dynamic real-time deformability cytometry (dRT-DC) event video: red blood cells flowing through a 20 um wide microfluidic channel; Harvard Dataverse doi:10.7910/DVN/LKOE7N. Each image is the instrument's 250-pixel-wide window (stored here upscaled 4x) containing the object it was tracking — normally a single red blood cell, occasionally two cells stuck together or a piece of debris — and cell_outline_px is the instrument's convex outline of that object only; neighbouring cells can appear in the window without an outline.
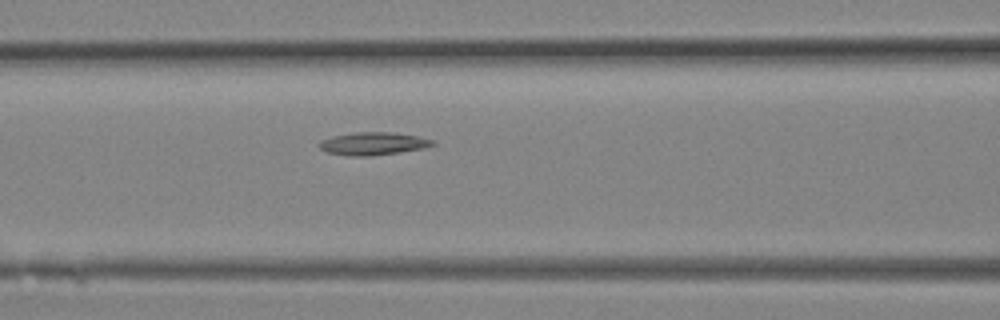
{"species": "Egyptian fruit bat (a non-hibernating species)", "species_latin": "Rousettus aegyptiacus", "temperature_condition": "room temperature", "stored_images_in_passage": 9, "camera_frame_rate_fps": 3000, "um_per_image_px": 0.085, "animal": {"sex": "female"}, "frame": {"image": 1, "passage_image": 4, "time_ms": 1.0, "image_size_px": [1000, 320], "cell_outline_px": [[436, 144], [424, 148], [400, 152], [372, 156], [348, 156], [328, 152], [320, 148], [316, 144], [320, 140], [332, 136], [356, 132], [392, 132], [416, 136], [436, 140]], "centroid_in_image_um": [31.71, 12.21], "position_along_channel_um": 134.9, "area_um2": 15.2}}
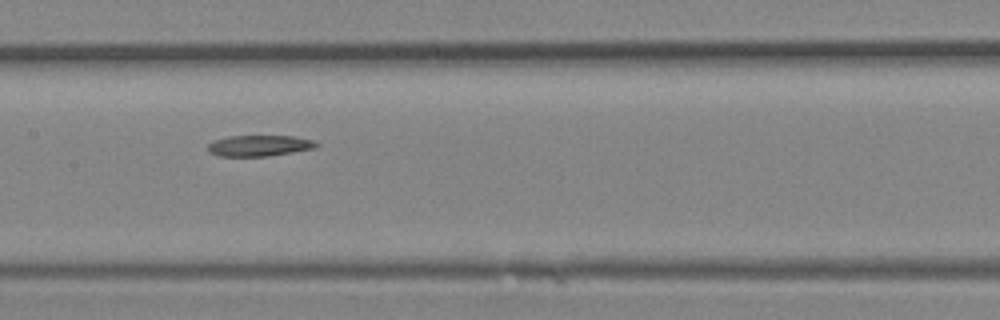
{"frame": {"image": 2, "passage_image": 6, "time_ms": 1.667, "image_size_px": [1000, 320], "cell_outline_px": [[320, 144], [316, 148], [268, 156], [220, 156], [208, 152], [208, 144], [212, 140], [228, 136], [292, 136], [316, 140]], "centroid_in_image_um": [22.05, 12.37], "position_along_channel_um": 185.3, "area_um2": 13.41}}
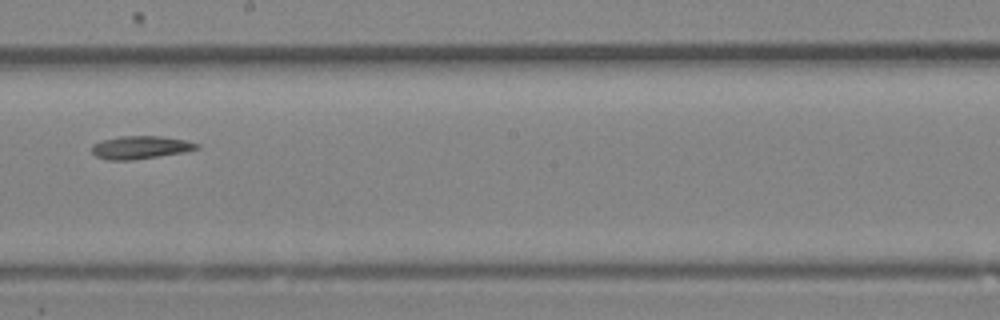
{"frame": {"image": 3, "passage_image": 8, "time_ms": 2.333, "image_size_px": [1000, 320], "cell_outline_px": [[200, 148], [184, 152], [132, 160], [108, 160], [96, 156], [92, 152], [92, 144], [100, 140], [120, 136], [160, 136], [184, 140], [200, 144]], "centroid_in_image_um": [11.91, 12.52], "position_along_channel_um": 236.3, "area_um2": 14.05}}